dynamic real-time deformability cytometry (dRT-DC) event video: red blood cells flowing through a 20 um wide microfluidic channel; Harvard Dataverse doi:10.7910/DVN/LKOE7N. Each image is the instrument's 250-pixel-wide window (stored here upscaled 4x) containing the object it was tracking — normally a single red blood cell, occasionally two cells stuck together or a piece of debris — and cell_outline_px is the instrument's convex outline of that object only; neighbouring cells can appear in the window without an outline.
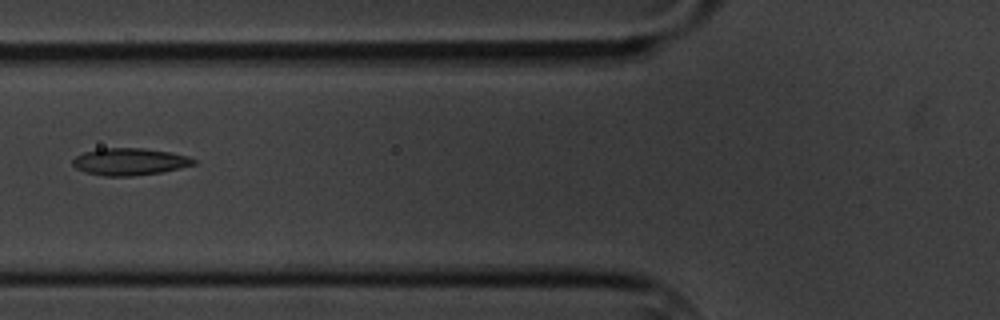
{"species": "common noctule bat (a hibernating species)", "species_latin": "Nyctalus noctula", "temperature_condition": "cold", "stored_images_in_passage": 8, "camera_frame_rate_fps": 3000, "um_per_image_px": 0.085, "animal": {"sex": "male", "body_mass_g": 20.1, "forearm_length_mm": 53.5}, "frame": {"image": 1, "passage_image": 4, "time_ms": 3.667, "image_size_px": [1000, 320], "cell_outline_px": [[196, 164], [180, 168], [160, 172], [132, 176], [104, 176], [84, 172], [76, 168], [72, 164], [72, 160], [76, 156], [84, 152], [100, 148], [144, 148], [172, 152], [188, 156], [196, 160]], "centroid_in_image_um": [11.02, 13.74], "position_along_channel_um": 114.8, "area_um2": 19.19}}
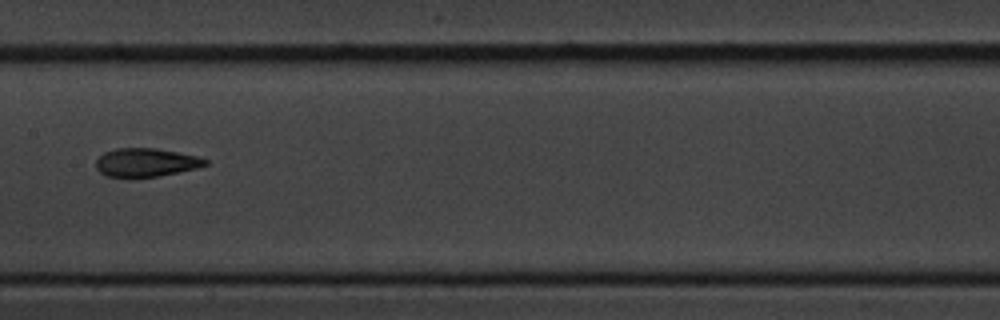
{"frame": {"image": 2, "passage_image": 6, "time_ms": 6.0, "image_size_px": [1000, 320], "cell_outline_px": [[208, 164], [196, 168], [180, 172], [160, 176], [132, 180], [128, 180], [108, 176], [100, 172], [96, 168], [96, 160], [104, 152], [116, 148], [156, 148], [200, 156], [208, 160]], "centroid_in_image_um": [12.39, 13.84], "position_along_channel_um": 195.0, "area_um2": 18.84}}
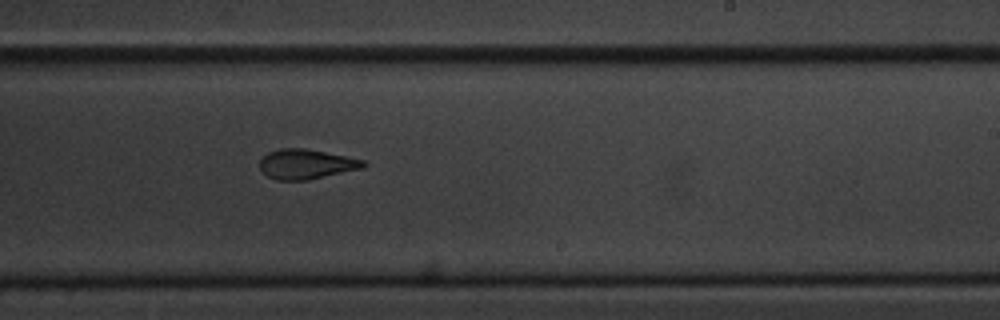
{"frame": {"image": 3, "passage_image": 8, "time_ms": 8.0, "image_size_px": [1000, 320], "cell_outline_px": [[368, 164], [364, 168], [308, 180], [276, 180], [268, 176], [260, 168], [260, 160], [268, 152], [280, 148], [304, 148], [364, 160]], "centroid_in_image_um": [26.04, 13.95], "position_along_channel_um": 263.0, "area_um2": 17.92}}